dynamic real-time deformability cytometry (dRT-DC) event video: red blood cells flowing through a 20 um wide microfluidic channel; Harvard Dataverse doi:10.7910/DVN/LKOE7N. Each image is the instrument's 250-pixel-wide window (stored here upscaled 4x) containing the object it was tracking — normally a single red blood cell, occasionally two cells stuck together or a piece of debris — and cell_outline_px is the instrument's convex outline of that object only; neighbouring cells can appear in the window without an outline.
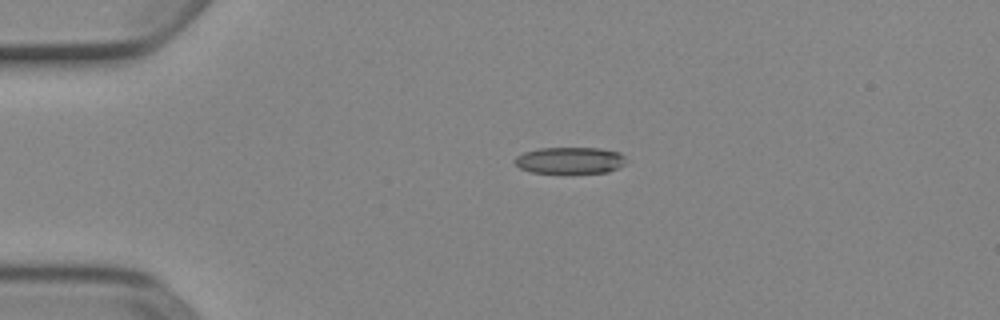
{"species": "Egyptian fruit bat (a non-hibernating species)", "species_latin": "Rousettus aegyptiacus", "temperature_condition": "cold", "stored_images_in_passage": 2, "camera_frame_rate_fps": 3000, "um_per_image_px": 0.085, "animal": {"sex": "female"}, "frame": {"image": 1, "passage_image": 1, "time_ms": 0.0, "image_size_px": [1000, 320], "cell_outline_px": [[628, 160], [624, 164], [608, 172], [532, 172], [520, 168], [512, 160], [516, 156], [524, 152], [540, 148], [600, 148], [620, 152]], "centroid_in_image_um": [48.45, 13.61], "position_along_channel_um": 36.6, "area_um2": 17.11}}